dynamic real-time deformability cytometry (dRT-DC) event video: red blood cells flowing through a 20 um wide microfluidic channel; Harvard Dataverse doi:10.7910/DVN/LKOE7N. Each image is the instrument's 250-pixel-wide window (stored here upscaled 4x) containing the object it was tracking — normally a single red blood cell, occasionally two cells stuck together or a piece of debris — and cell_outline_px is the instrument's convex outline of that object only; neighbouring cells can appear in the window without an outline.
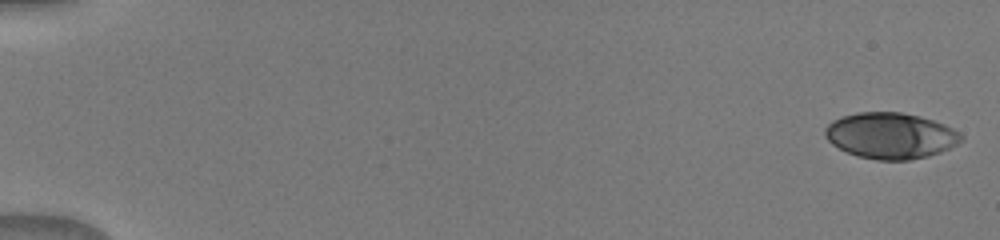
{"species": "human", "species_latin": "Homo sapiens", "temperature_condition": "warm", "stored_images_in_passage": 50, "camera_frame_rate_fps": 3000, "um_per_image_px": 0.085, "donor": {"sex": "male"}, "frame": {"image": 1, "passage_image": 1, "time_ms": 0.0, "image_size_px": [1000, 240], "cell_outline_px": [[964, 140], [940, 152], [928, 156], [908, 160], [876, 160], [856, 156], [832, 144], [824, 136], [824, 128], [832, 120], [840, 116], [856, 112], [900, 112], [920, 116], [944, 124], [960, 132], [964, 136]], "centroid_in_image_um": [75.68, 11.52], "position_along_channel_um": 9.3, "area_um2": 36.7}}
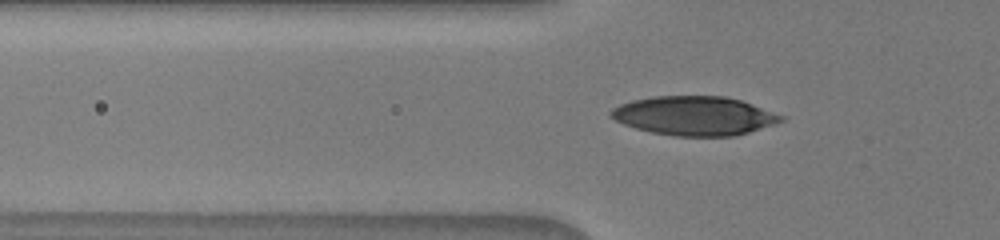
{"frame": {"image": 2, "passage_image": 18, "time_ms": 5.667, "image_size_px": [1000, 240], "cell_outline_px": [[784, 120], [776, 124], [736, 136], [676, 136], [652, 132], [636, 128], [624, 124], [616, 120], [608, 112], [612, 108], [620, 104], [632, 100], [652, 96], [724, 96], [740, 100], [752, 104], [784, 116]], "centroid_in_image_um": [59.03, 9.84], "position_along_channel_um": 66.8, "area_um2": 38.67}}
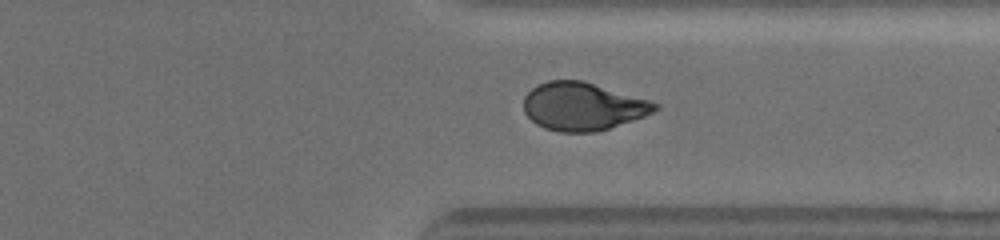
{"frame": {"image": 3, "passage_image": 40, "time_ms": 13.0, "image_size_px": [1000, 240], "cell_outline_px": [[660, 108], [644, 116], [596, 132], [560, 132], [544, 128], [536, 124], [524, 112], [524, 96], [536, 84], [548, 80], [584, 80], [648, 100], [660, 104]], "centroid_in_image_um": [49.51, 9.03], "position_along_channel_um": 361.9, "area_um2": 36.65}}